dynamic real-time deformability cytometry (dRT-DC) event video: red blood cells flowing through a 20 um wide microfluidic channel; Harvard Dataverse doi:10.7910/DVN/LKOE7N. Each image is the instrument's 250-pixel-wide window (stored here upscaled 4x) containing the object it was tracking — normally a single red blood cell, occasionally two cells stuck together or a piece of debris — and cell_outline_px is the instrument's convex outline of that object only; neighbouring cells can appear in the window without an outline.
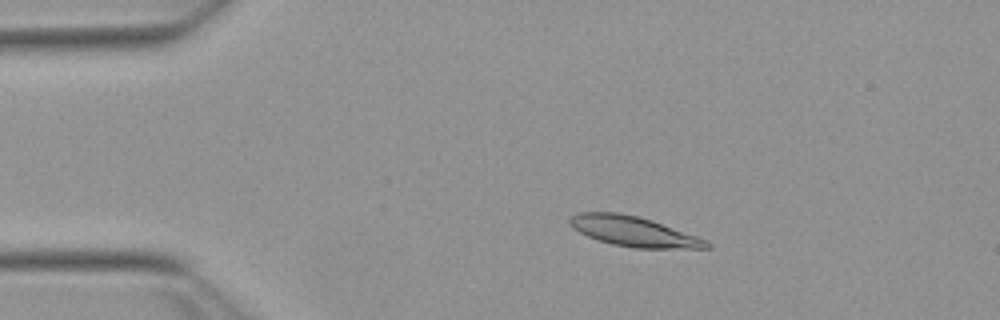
{"species": "Egyptian fruit bat (a non-hibernating species)", "species_latin": "Rousettus aegyptiacus", "temperature_condition": "warm", "stored_images_in_passage": 53, "camera_frame_rate_fps": 3000, "um_per_image_px": 0.085, "animal": {"sex": "female"}, "frame": {"image": 1, "passage_image": 10, "time_ms": 3.0, "image_size_px": [1000, 320], "cell_outline_px": [[712, 248], [632, 248], [612, 244], [596, 240], [572, 228], [568, 220], [572, 216], [580, 212], [616, 212], [636, 216], [652, 220], [708, 240], [712, 244]], "centroid_in_image_um": [53.87, 19.68], "position_along_channel_um": 31.1, "area_um2": 23.93}}
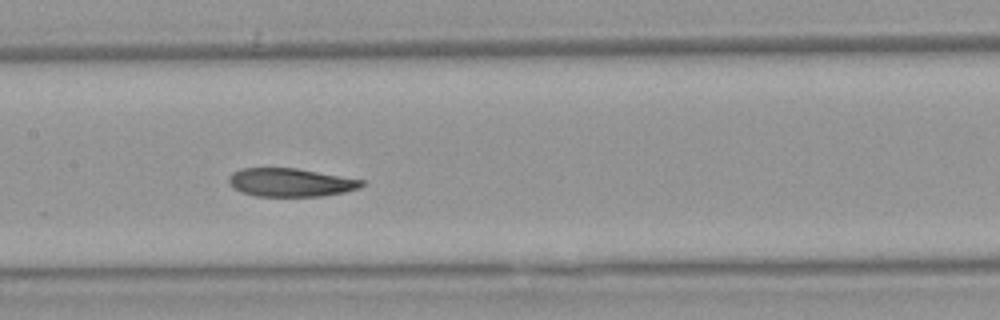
{"frame": {"image": 2, "passage_image": 26, "time_ms": 8.333, "image_size_px": [1000, 320], "cell_outline_px": [[364, 184], [360, 188], [344, 192], [324, 196], [256, 196], [240, 192], [228, 184], [228, 176], [232, 172], [240, 168], [296, 168], [364, 180]], "centroid_in_image_um": [24.66, 15.51], "position_along_channel_um": 182.7, "area_um2": 22.08}}
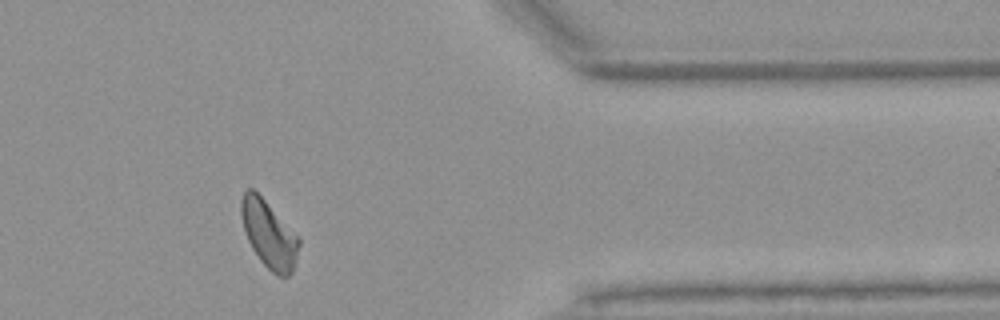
{"frame": {"image": 3, "passage_image": 44, "time_ms": 14.333, "image_size_px": [1000, 320], "cell_outline_px": [[300, 244], [292, 272], [288, 276], [276, 276], [260, 260], [252, 248], [244, 232], [240, 216], [240, 200], [244, 192], [248, 188], [252, 188], [264, 200], [300, 240]], "centroid_in_image_um": [22.81, 19.93], "position_along_channel_um": 388.6, "area_um2": 22.14}, "authors_computed_cell_mechanics": {"area_um2": 23.0044, "velocity_mm_per_s": 3.787, "shape_relaxation_time_tau1_ms": 5.4627, "shape_relaxation_time_tau2_ms": 4.6382, "deformation_change_tau1": 0.183, "deformation_change_tau2": 0.1061}}